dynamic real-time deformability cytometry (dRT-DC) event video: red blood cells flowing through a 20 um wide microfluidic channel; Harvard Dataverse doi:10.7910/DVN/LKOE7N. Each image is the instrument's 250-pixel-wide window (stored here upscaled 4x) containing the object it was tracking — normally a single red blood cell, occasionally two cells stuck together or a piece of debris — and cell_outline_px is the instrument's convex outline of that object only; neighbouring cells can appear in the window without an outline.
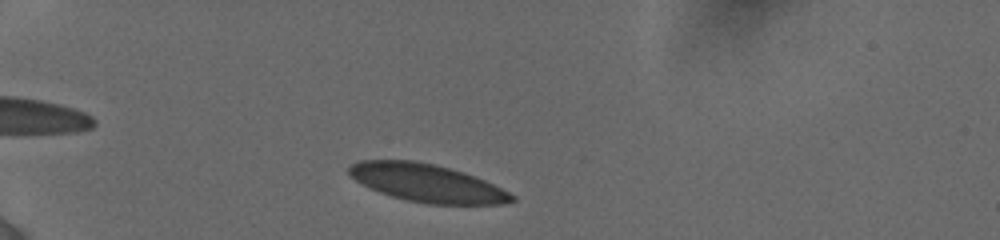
{"species": "human", "species_latin": "Homo sapiens", "temperature_condition": "cold", "stored_images_in_passage": 9, "camera_frame_rate_fps": 3000, "um_per_image_px": 0.085, "donor": {"sex": "female"}, "frame": {"image": 1, "passage_image": 3, "time_ms": 0.667, "image_size_px": [1000, 240], "cell_outline_px": [[516, 200], [504, 204], [428, 204], [408, 200], [392, 196], [380, 192], [356, 180], [348, 172], [348, 164], [360, 160], [416, 160], [448, 168], [484, 180], [516, 196]], "centroid_in_image_um": [36.27, 15.55], "position_along_channel_um": 48.7, "area_um2": 35.43}}
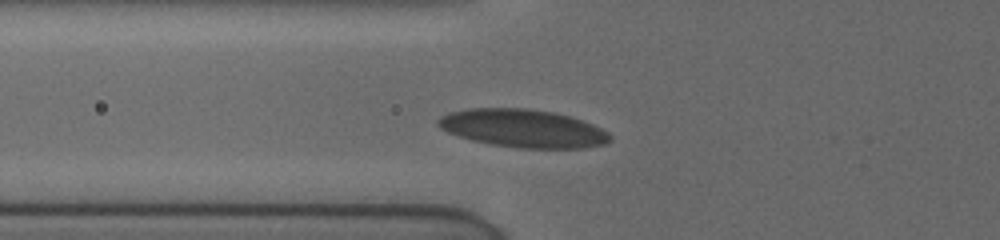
{"frame": {"image": 2, "passage_image": 8, "time_ms": 2.667, "image_size_px": [1000, 240], "cell_outline_px": [[612, 140], [604, 144], [584, 148], [516, 148], [488, 144], [472, 140], [448, 132], [440, 128], [436, 124], [436, 120], [440, 116], [448, 112], [468, 108], [528, 108], [552, 112], [568, 116], [592, 124], [608, 132], [612, 136]], "centroid_in_image_um": [44.42, 10.91], "position_along_channel_um": 81.4, "area_um2": 38.26}}